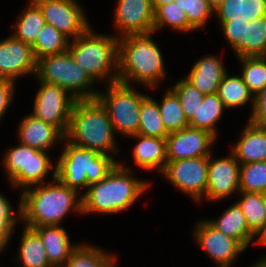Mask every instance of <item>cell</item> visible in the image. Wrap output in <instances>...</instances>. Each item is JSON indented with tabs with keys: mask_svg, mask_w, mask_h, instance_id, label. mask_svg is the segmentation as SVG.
Masks as SVG:
<instances>
[{
	"mask_svg": "<svg viewBox=\"0 0 266 267\" xmlns=\"http://www.w3.org/2000/svg\"><path fill=\"white\" fill-rule=\"evenodd\" d=\"M241 198L236 202L245 215L249 230L255 233L266 222V205L262 193L239 192Z\"/></svg>",
	"mask_w": 266,
	"mask_h": 267,
	"instance_id": "d6a6232c",
	"label": "cell"
},
{
	"mask_svg": "<svg viewBox=\"0 0 266 267\" xmlns=\"http://www.w3.org/2000/svg\"><path fill=\"white\" fill-rule=\"evenodd\" d=\"M163 26L171 27L181 32L196 30L189 23L185 11L181 10L175 1L165 4L154 13V32H157Z\"/></svg>",
	"mask_w": 266,
	"mask_h": 267,
	"instance_id": "e575fe53",
	"label": "cell"
},
{
	"mask_svg": "<svg viewBox=\"0 0 266 267\" xmlns=\"http://www.w3.org/2000/svg\"><path fill=\"white\" fill-rule=\"evenodd\" d=\"M226 110L218 94L204 95L202 103L199 105L198 117H194L189 126L208 131L217 138L216 124Z\"/></svg>",
	"mask_w": 266,
	"mask_h": 267,
	"instance_id": "f546056e",
	"label": "cell"
},
{
	"mask_svg": "<svg viewBox=\"0 0 266 267\" xmlns=\"http://www.w3.org/2000/svg\"><path fill=\"white\" fill-rule=\"evenodd\" d=\"M18 248L21 267H53L46 254L40 236L31 228L25 227Z\"/></svg>",
	"mask_w": 266,
	"mask_h": 267,
	"instance_id": "484cf974",
	"label": "cell"
},
{
	"mask_svg": "<svg viewBox=\"0 0 266 267\" xmlns=\"http://www.w3.org/2000/svg\"><path fill=\"white\" fill-rule=\"evenodd\" d=\"M12 231L5 225L0 223V253L3 252L9 239L11 238Z\"/></svg>",
	"mask_w": 266,
	"mask_h": 267,
	"instance_id": "ee69618b",
	"label": "cell"
},
{
	"mask_svg": "<svg viewBox=\"0 0 266 267\" xmlns=\"http://www.w3.org/2000/svg\"><path fill=\"white\" fill-rule=\"evenodd\" d=\"M67 143L56 163V178L77 191L103 180L119 163L111 155Z\"/></svg>",
	"mask_w": 266,
	"mask_h": 267,
	"instance_id": "8992f818",
	"label": "cell"
},
{
	"mask_svg": "<svg viewBox=\"0 0 266 267\" xmlns=\"http://www.w3.org/2000/svg\"><path fill=\"white\" fill-rule=\"evenodd\" d=\"M231 153L240 164L266 161V127L249 121Z\"/></svg>",
	"mask_w": 266,
	"mask_h": 267,
	"instance_id": "44dd1931",
	"label": "cell"
},
{
	"mask_svg": "<svg viewBox=\"0 0 266 267\" xmlns=\"http://www.w3.org/2000/svg\"><path fill=\"white\" fill-rule=\"evenodd\" d=\"M43 183L42 186H31L21 194L20 219L26 222L25 227L60 225L70 210L82 214V197L77 198L78 191L57 178L48 184Z\"/></svg>",
	"mask_w": 266,
	"mask_h": 267,
	"instance_id": "6da1fadb",
	"label": "cell"
},
{
	"mask_svg": "<svg viewBox=\"0 0 266 267\" xmlns=\"http://www.w3.org/2000/svg\"><path fill=\"white\" fill-rule=\"evenodd\" d=\"M262 195H263V198H264V201H265V205H266V191H264V192L262 193Z\"/></svg>",
	"mask_w": 266,
	"mask_h": 267,
	"instance_id": "681fc988",
	"label": "cell"
},
{
	"mask_svg": "<svg viewBox=\"0 0 266 267\" xmlns=\"http://www.w3.org/2000/svg\"><path fill=\"white\" fill-rule=\"evenodd\" d=\"M107 87L104 93L98 92L96 99L106 109L114 132L127 137L137 134L141 103L147 95L133 90L130 84L118 81Z\"/></svg>",
	"mask_w": 266,
	"mask_h": 267,
	"instance_id": "9c48e42d",
	"label": "cell"
},
{
	"mask_svg": "<svg viewBox=\"0 0 266 267\" xmlns=\"http://www.w3.org/2000/svg\"><path fill=\"white\" fill-rule=\"evenodd\" d=\"M219 232L238 240L245 248L249 247L254 239V234L249 230L245 215L240 206L235 202L222 215L214 220H206Z\"/></svg>",
	"mask_w": 266,
	"mask_h": 267,
	"instance_id": "603a6c76",
	"label": "cell"
},
{
	"mask_svg": "<svg viewBox=\"0 0 266 267\" xmlns=\"http://www.w3.org/2000/svg\"><path fill=\"white\" fill-rule=\"evenodd\" d=\"M37 59L31 45L12 35L0 41V78L15 81L20 76H35Z\"/></svg>",
	"mask_w": 266,
	"mask_h": 267,
	"instance_id": "2e32d148",
	"label": "cell"
},
{
	"mask_svg": "<svg viewBox=\"0 0 266 267\" xmlns=\"http://www.w3.org/2000/svg\"><path fill=\"white\" fill-rule=\"evenodd\" d=\"M119 162L100 182L88 186L82 197V214L120 213L129 209L142 196L150 183L132 176Z\"/></svg>",
	"mask_w": 266,
	"mask_h": 267,
	"instance_id": "7a4b0ae2",
	"label": "cell"
},
{
	"mask_svg": "<svg viewBox=\"0 0 266 267\" xmlns=\"http://www.w3.org/2000/svg\"><path fill=\"white\" fill-rule=\"evenodd\" d=\"M209 5L215 10L224 0H207Z\"/></svg>",
	"mask_w": 266,
	"mask_h": 267,
	"instance_id": "7dc6e473",
	"label": "cell"
},
{
	"mask_svg": "<svg viewBox=\"0 0 266 267\" xmlns=\"http://www.w3.org/2000/svg\"><path fill=\"white\" fill-rule=\"evenodd\" d=\"M38 83L40 88L36 93L32 115L56 126L66 135L77 99L56 84L41 81Z\"/></svg>",
	"mask_w": 266,
	"mask_h": 267,
	"instance_id": "30bf717a",
	"label": "cell"
},
{
	"mask_svg": "<svg viewBox=\"0 0 266 267\" xmlns=\"http://www.w3.org/2000/svg\"><path fill=\"white\" fill-rule=\"evenodd\" d=\"M35 76L38 81L64 88L77 100L96 99L99 92L91 88L95 82L75 62L69 51L38 59Z\"/></svg>",
	"mask_w": 266,
	"mask_h": 267,
	"instance_id": "52a82bcc",
	"label": "cell"
},
{
	"mask_svg": "<svg viewBox=\"0 0 266 267\" xmlns=\"http://www.w3.org/2000/svg\"><path fill=\"white\" fill-rule=\"evenodd\" d=\"M251 267H266V256H265V258H264V257L261 258L260 261H257V263L254 264V265L251 266Z\"/></svg>",
	"mask_w": 266,
	"mask_h": 267,
	"instance_id": "c3c4849f",
	"label": "cell"
},
{
	"mask_svg": "<svg viewBox=\"0 0 266 267\" xmlns=\"http://www.w3.org/2000/svg\"><path fill=\"white\" fill-rule=\"evenodd\" d=\"M18 208V215L14 216V211L9 200L0 193V223L5 224L12 232L20 218V202ZM17 217V218H16Z\"/></svg>",
	"mask_w": 266,
	"mask_h": 267,
	"instance_id": "60d3db41",
	"label": "cell"
},
{
	"mask_svg": "<svg viewBox=\"0 0 266 267\" xmlns=\"http://www.w3.org/2000/svg\"><path fill=\"white\" fill-rule=\"evenodd\" d=\"M175 0H152V4L154 7V13L162 6H164L167 3H171Z\"/></svg>",
	"mask_w": 266,
	"mask_h": 267,
	"instance_id": "bcb514c9",
	"label": "cell"
},
{
	"mask_svg": "<svg viewBox=\"0 0 266 267\" xmlns=\"http://www.w3.org/2000/svg\"><path fill=\"white\" fill-rule=\"evenodd\" d=\"M28 228L33 229L42 239L47 258L53 267H62L79 246L71 244L69 234L61 225Z\"/></svg>",
	"mask_w": 266,
	"mask_h": 267,
	"instance_id": "d6986e66",
	"label": "cell"
},
{
	"mask_svg": "<svg viewBox=\"0 0 266 267\" xmlns=\"http://www.w3.org/2000/svg\"><path fill=\"white\" fill-rule=\"evenodd\" d=\"M239 192L266 191V161L240 164Z\"/></svg>",
	"mask_w": 266,
	"mask_h": 267,
	"instance_id": "8d00e7d4",
	"label": "cell"
},
{
	"mask_svg": "<svg viewBox=\"0 0 266 267\" xmlns=\"http://www.w3.org/2000/svg\"><path fill=\"white\" fill-rule=\"evenodd\" d=\"M258 244L266 245V222L262 225V227L255 233L254 237H258Z\"/></svg>",
	"mask_w": 266,
	"mask_h": 267,
	"instance_id": "f6af8a7d",
	"label": "cell"
},
{
	"mask_svg": "<svg viewBox=\"0 0 266 267\" xmlns=\"http://www.w3.org/2000/svg\"><path fill=\"white\" fill-rule=\"evenodd\" d=\"M14 82L15 81L10 79L0 78V120L7 111L10 102H12Z\"/></svg>",
	"mask_w": 266,
	"mask_h": 267,
	"instance_id": "7bdbcfd3",
	"label": "cell"
},
{
	"mask_svg": "<svg viewBox=\"0 0 266 267\" xmlns=\"http://www.w3.org/2000/svg\"><path fill=\"white\" fill-rule=\"evenodd\" d=\"M7 151L3 165L12 186L23 187L22 189L25 190L31 186L43 184L46 175L48 176L52 169V174H49L52 175L51 180L56 178V166L53 168L47 151L37 150L21 143Z\"/></svg>",
	"mask_w": 266,
	"mask_h": 267,
	"instance_id": "ba28073f",
	"label": "cell"
},
{
	"mask_svg": "<svg viewBox=\"0 0 266 267\" xmlns=\"http://www.w3.org/2000/svg\"><path fill=\"white\" fill-rule=\"evenodd\" d=\"M212 154L208 156V183L206 187V197L208 200H221L239 193V173L240 163L232 153L227 157L212 160Z\"/></svg>",
	"mask_w": 266,
	"mask_h": 267,
	"instance_id": "9a60e30c",
	"label": "cell"
},
{
	"mask_svg": "<svg viewBox=\"0 0 266 267\" xmlns=\"http://www.w3.org/2000/svg\"><path fill=\"white\" fill-rule=\"evenodd\" d=\"M171 90L177 95L188 122L198 117L199 105L204 94L185 78L179 80Z\"/></svg>",
	"mask_w": 266,
	"mask_h": 267,
	"instance_id": "74e56055",
	"label": "cell"
},
{
	"mask_svg": "<svg viewBox=\"0 0 266 267\" xmlns=\"http://www.w3.org/2000/svg\"><path fill=\"white\" fill-rule=\"evenodd\" d=\"M226 72V68L218 56L207 55L195 62L185 79L204 95L216 94Z\"/></svg>",
	"mask_w": 266,
	"mask_h": 267,
	"instance_id": "ffe728a7",
	"label": "cell"
},
{
	"mask_svg": "<svg viewBox=\"0 0 266 267\" xmlns=\"http://www.w3.org/2000/svg\"><path fill=\"white\" fill-rule=\"evenodd\" d=\"M137 134L155 138H167L169 135L160 116L157 101L148 95L141 103Z\"/></svg>",
	"mask_w": 266,
	"mask_h": 267,
	"instance_id": "4dcf8cb0",
	"label": "cell"
},
{
	"mask_svg": "<svg viewBox=\"0 0 266 267\" xmlns=\"http://www.w3.org/2000/svg\"><path fill=\"white\" fill-rule=\"evenodd\" d=\"M114 133L108 113L97 99L76 101L65 135L69 142L102 154L116 155L119 151Z\"/></svg>",
	"mask_w": 266,
	"mask_h": 267,
	"instance_id": "277c9868",
	"label": "cell"
},
{
	"mask_svg": "<svg viewBox=\"0 0 266 267\" xmlns=\"http://www.w3.org/2000/svg\"><path fill=\"white\" fill-rule=\"evenodd\" d=\"M70 39L50 24H45L36 42L32 45L36 59L68 51Z\"/></svg>",
	"mask_w": 266,
	"mask_h": 267,
	"instance_id": "836d02e7",
	"label": "cell"
},
{
	"mask_svg": "<svg viewBox=\"0 0 266 267\" xmlns=\"http://www.w3.org/2000/svg\"><path fill=\"white\" fill-rule=\"evenodd\" d=\"M237 58L266 56V16L245 23L244 37L232 46Z\"/></svg>",
	"mask_w": 266,
	"mask_h": 267,
	"instance_id": "d4e9b609",
	"label": "cell"
},
{
	"mask_svg": "<svg viewBox=\"0 0 266 267\" xmlns=\"http://www.w3.org/2000/svg\"><path fill=\"white\" fill-rule=\"evenodd\" d=\"M29 1L28 7L23 10L17 22H15V32L12 36L32 46L45 26L46 21L39 6L33 0Z\"/></svg>",
	"mask_w": 266,
	"mask_h": 267,
	"instance_id": "4316f807",
	"label": "cell"
},
{
	"mask_svg": "<svg viewBox=\"0 0 266 267\" xmlns=\"http://www.w3.org/2000/svg\"><path fill=\"white\" fill-rule=\"evenodd\" d=\"M130 34L118 38V82L137 81L155 89L166 76L162 53L151 34Z\"/></svg>",
	"mask_w": 266,
	"mask_h": 267,
	"instance_id": "3957f363",
	"label": "cell"
},
{
	"mask_svg": "<svg viewBox=\"0 0 266 267\" xmlns=\"http://www.w3.org/2000/svg\"><path fill=\"white\" fill-rule=\"evenodd\" d=\"M181 10L185 11L189 23L197 30L206 25L214 9L207 0H175Z\"/></svg>",
	"mask_w": 266,
	"mask_h": 267,
	"instance_id": "f35d334b",
	"label": "cell"
},
{
	"mask_svg": "<svg viewBox=\"0 0 266 267\" xmlns=\"http://www.w3.org/2000/svg\"><path fill=\"white\" fill-rule=\"evenodd\" d=\"M115 24L121 37L154 32L152 0H118Z\"/></svg>",
	"mask_w": 266,
	"mask_h": 267,
	"instance_id": "e0dca14e",
	"label": "cell"
},
{
	"mask_svg": "<svg viewBox=\"0 0 266 267\" xmlns=\"http://www.w3.org/2000/svg\"><path fill=\"white\" fill-rule=\"evenodd\" d=\"M157 103L160 116L168 133L176 132L189 126L180 101L171 89L165 92L162 101L160 103L157 101Z\"/></svg>",
	"mask_w": 266,
	"mask_h": 267,
	"instance_id": "1f68e13d",
	"label": "cell"
},
{
	"mask_svg": "<svg viewBox=\"0 0 266 267\" xmlns=\"http://www.w3.org/2000/svg\"><path fill=\"white\" fill-rule=\"evenodd\" d=\"M41 9L47 24L65 37L76 39L91 26L85 12L75 0H33Z\"/></svg>",
	"mask_w": 266,
	"mask_h": 267,
	"instance_id": "7c38bea8",
	"label": "cell"
},
{
	"mask_svg": "<svg viewBox=\"0 0 266 267\" xmlns=\"http://www.w3.org/2000/svg\"><path fill=\"white\" fill-rule=\"evenodd\" d=\"M220 25L227 21L251 22L266 16V0H224L215 10Z\"/></svg>",
	"mask_w": 266,
	"mask_h": 267,
	"instance_id": "cb8c5ba5",
	"label": "cell"
},
{
	"mask_svg": "<svg viewBox=\"0 0 266 267\" xmlns=\"http://www.w3.org/2000/svg\"><path fill=\"white\" fill-rule=\"evenodd\" d=\"M116 260L115 255L101 248L79 243L62 267H114Z\"/></svg>",
	"mask_w": 266,
	"mask_h": 267,
	"instance_id": "f1b7e54d",
	"label": "cell"
},
{
	"mask_svg": "<svg viewBox=\"0 0 266 267\" xmlns=\"http://www.w3.org/2000/svg\"><path fill=\"white\" fill-rule=\"evenodd\" d=\"M216 139L208 131L191 126L169 133L166 138L167 161L209 156Z\"/></svg>",
	"mask_w": 266,
	"mask_h": 267,
	"instance_id": "5bb4252c",
	"label": "cell"
},
{
	"mask_svg": "<svg viewBox=\"0 0 266 267\" xmlns=\"http://www.w3.org/2000/svg\"><path fill=\"white\" fill-rule=\"evenodd\" d=\"M207 174L208 156L167 161L162 173L177 189L196 201L205 196Z\"/></svg>",
	"mask_w": 266,
	"mask_h": 267,
	"instance_id": "8fae6325",
	"label": "cell"
},
{
	"mask_svg": "<svg viewBox=\"0 0 266 267\" xmlns=\"http://www.w3.org/2000/svg\"><path fill=\"white\" fill-rule=\"evenodd\" d=\"M241 77L255 96L266 86V56L239 57Z\"/></svg>",
	"mask_w": 266,
	"mask_h": 267,
	"instance_id": "d590c367",
	"label": "cell"
},
{
	"mask_svg": "<svg viewBox=\"0 0 266 267\" xmlns=\"http://www.w3.org/2000/svg\"><path fill=\"white\" fill-rule=\"evenodd\" d=\"M18 129L20 143L37 150L47 151L56 141H65V135L56 126L37 119L32 114L20 121Z\"/></svg>",
	"mask_w": 266,
	"mask_h": 267,
	"instance_id": "ac0fdd59",
	"label": "cell"
},
{
	"mask_svg": "<svg viewBox=\"0 0 266 267\" xmlns=\"http://www.w3.org/2000/svg\"><path fill=\"white\" fill-rule=\"evenodd\" d=\"M92 31V28H89L85 33L69 42L68 51L94 82L104 79L107 85L117 82L118 38L121 35L106 36L95 34Z\"/></svg>",
	"mask_w": 266,
	"mask_h": 267,
	"instance_id": "5b68a950",
	"label": "cell"
},
{
	"mask_svg": "<svg viewBox=\"0 0 266 267\" xmlns=\"http://www.w3.org/2000/svg\"><path fill=\"white\" fill-rule=\"evenodd\" d=\"M246 22L247 21H227L220 26L223 30L224 38H226L231 47L244 37Z\"/></svg>",
	"mask_w": 266,
	"mask_h": 267,
	"instance_id": "b9f144b4",
	"label": "cell"
},
{
	"mask_svg": "<svg viewBox=\"0 0 266 267\" xmlns=\"http://www.w3.org/2000/svg\"><path fill=\"white\" fill-rule=\"evenodd\" d=\"M249 120L252 124L266 127V86L254 96Z\"/></svg>",
	"mask_w": 266,
	"mask_h": 267,
	"instance_id": "ab89813d",
	"label": "cell"
},
{
	"mask_svg": "<svg viewBox=\"0 0 266 267\" xmlns=\"http://www.w3.org/2000/svg\"><path fill=\"white\" fill-rule=\"evenodd\" d=\"M193 232L195 241L208 254L218 267H232L234 261L246 248L212 227L207 221H199Z\"/></svg>",
	"mask_w": 266,
	"mask_h": 267,
	"instance_id": "4fadbf2b",
	"label": "cell"
},
{
	"mask_svg": "<svg viewBox=\"0 0 266 267\" xmlns=\"http://www.w3.org/2000/svg\"><path fill=\"white\" fill-rule=\"evenodd\" d=\"M217 94L226 109L243 106L251 99L254 103V95L244 83L241 75L229 76L226 72Z\"/></svg>",
	"mask_w": 266,
	"mask_h": 267,
	"instance_id": "83f0119b",
	"label": "cell"
},
{
	"mask_svg": "<svg viewBox=\"0 0 266 267\" xmlns=\"http://www.w3.org/2000/svg\"><path fill=\"white\" fill-rule=\"evenodd\" d=\"M139 142L136 143L133 151L134 161L138 167L145 170H159L163 173L167 165L166 138H155L134 134Z\"/></svg>",
	"mask_w": 266,
	"mask_h": 267,
	"instance_id": "7402d4cb",
	"label": "cell"
}]
</instances>
